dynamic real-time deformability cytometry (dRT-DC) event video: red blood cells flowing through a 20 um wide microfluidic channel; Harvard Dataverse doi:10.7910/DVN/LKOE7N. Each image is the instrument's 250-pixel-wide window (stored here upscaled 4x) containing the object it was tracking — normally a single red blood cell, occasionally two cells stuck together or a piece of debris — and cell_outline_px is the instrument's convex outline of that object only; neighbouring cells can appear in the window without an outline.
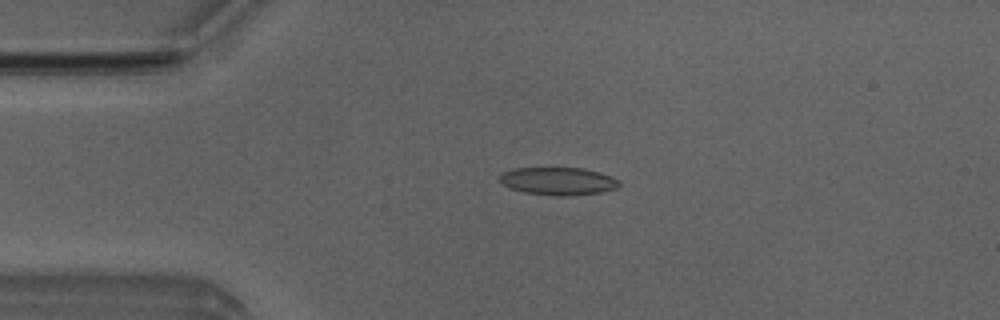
{"species": "Egyptian fruit bat (a non-hibernating species)", "species_latin": "Rousettus aegyptiacus", "temperature_condition": "room temperature", "stored_images_in_passage": 50, "camera_frame_rate_fps": 3000, "um_per_image_px": 0.085, "animal": {"sex": "male"}, "frame": {"image": 1, "passage_image": 10, "time_ms": 3.0, "image_size_px": [1000, 320], "cell_outline_px": [[620, 184], [616, 188], [600, 192], [568, 196], [560, 196], [524, 192], [508, 188], [500, 180], [500, 176], [504, 172], [512, 168], [584, 168], [600, 172], [612, 176], [620, 180]], "centroid_in_image_um": [47.47, 15.39], "position_along_channel_um": 37.5, "area_um2": 19.31}}
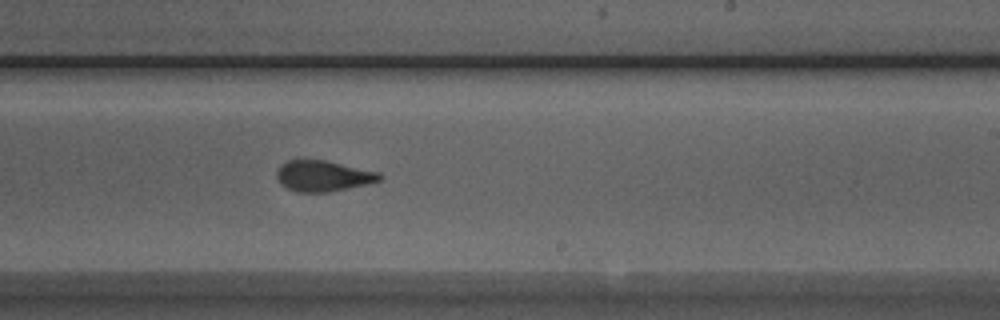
{"frame": {"image": 2, "passage_image": 29, "time_ms": 9.333, "image_size_px": [1000, 320], "cell_outline_px": [[384, 176], [380, 180], [368, 184], [328, 192], [300, 192], [288, 188], [280, 184], [276, 176], [276, 172], [280, 164], [288, 160], [328, 160], [380, 172]], "centroid_in_image_um": [27.48, 14.94], "position_along_channel_um": 261.5, "area_um2": 18.67}}
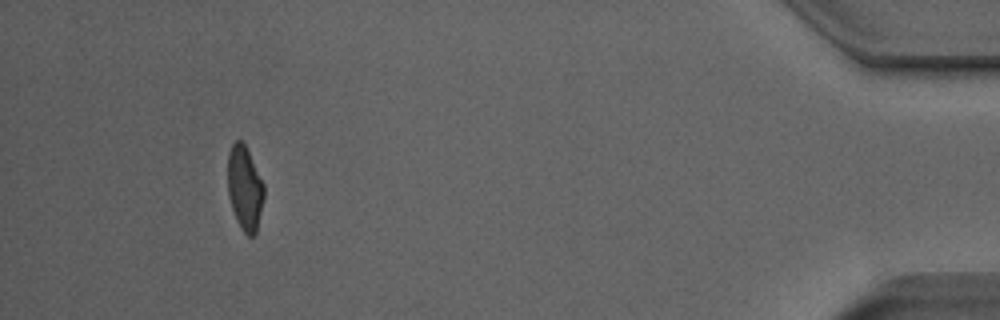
{"frame": {"image": 3, "passage_image": 46, "time_ms": 15.0, "image_size_px": [1000, 320], "cell_outline_px": [[264, 196], [256, 232], [252, 236], [248, 236], [240, 228], [236, 220], [228, 196], [228, 152], [232, 144], [236, 140], [240, 140], [244, 144], [264, 184]], "centroid_in_image_um": [20.79, 16.01], "position_along_channel_um": 414.4, "area_um2": 17.63}, "authors_computed_cell_mechanics": {"area_um2": 18.9295, "velocity_mm_per_s": 3.9835, "shape_relaxation_time_tau1_ms": 6.0238, "shape_relaxation_time_tau2_ms": 1.5653, "deformation_change_tau1": 0.1621, "deformation_change_tau2": 0.0841}}